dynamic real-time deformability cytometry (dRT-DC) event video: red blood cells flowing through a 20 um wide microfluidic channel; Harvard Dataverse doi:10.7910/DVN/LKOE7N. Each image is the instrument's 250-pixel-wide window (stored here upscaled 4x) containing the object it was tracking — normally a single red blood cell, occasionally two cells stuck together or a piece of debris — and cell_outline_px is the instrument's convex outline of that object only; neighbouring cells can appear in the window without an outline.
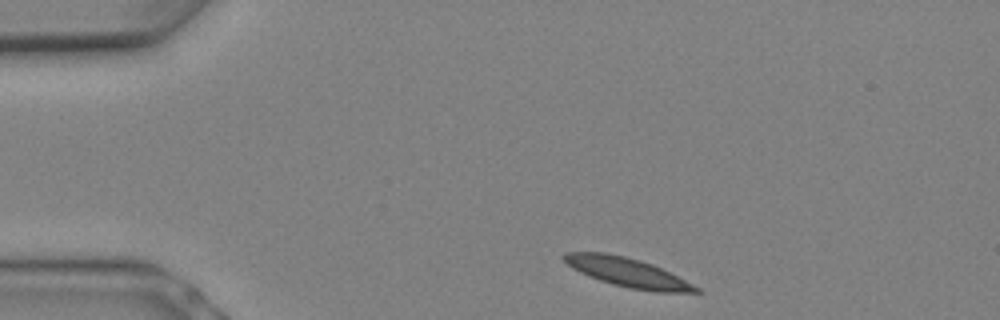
{"species": "Egyptian fruit bat (a non-hibernating species)", "species_latin": "Rousettus aegyptiacus", "temperature_condition": "warm", "stored_images_in_passage": 6, "camera_frame_rate_fps": 3000, "um_per_image_px": 0.085, "animal": {"sex": "female"}, "frame": {"image": 1, "passage_image": 1, "time_ms": 0.0, "image_size_px": [1000, 320], "cell_outline_px": [[704, 292], [656, 292], [632, 288], [612, 284], [588, 276], [572, 268], [560, 256], [564, 252], [604, 252], [624, 256], [640, 260], [652, 264], [700, 288]], "centroid_in_image_um": [53.29, 23.14], "position_along_channel_um": 31.7, "area_um2": 22.08}}
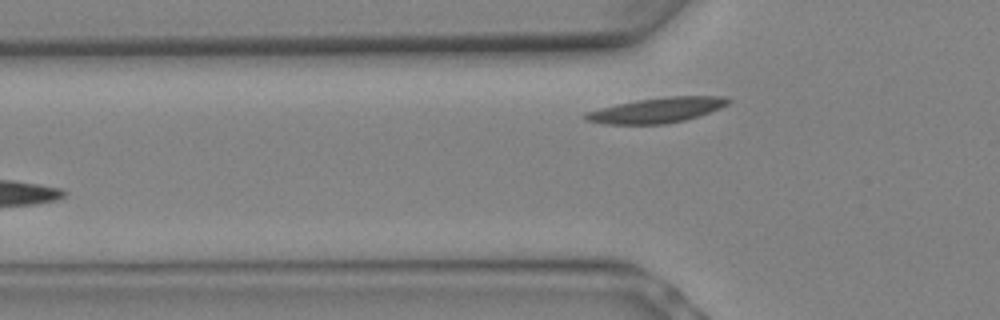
{"frame": {"image": 2, "passage_image": 6, "time_ms": 1.667, "image_size_px": [1000, 320], "cell_outline_px": [[732, 100], [728, 104], [720, 108], [684, 120], [664, 124], [604, 124], [584, 120], [580, 116], [584, 112], [616, 104], [636, 100], [664, 96], [724, 96]], "centroid_in_image_um": [55.76, 9.36], "position_along_channel_um": 70.0, "area_um2": 21.04}}